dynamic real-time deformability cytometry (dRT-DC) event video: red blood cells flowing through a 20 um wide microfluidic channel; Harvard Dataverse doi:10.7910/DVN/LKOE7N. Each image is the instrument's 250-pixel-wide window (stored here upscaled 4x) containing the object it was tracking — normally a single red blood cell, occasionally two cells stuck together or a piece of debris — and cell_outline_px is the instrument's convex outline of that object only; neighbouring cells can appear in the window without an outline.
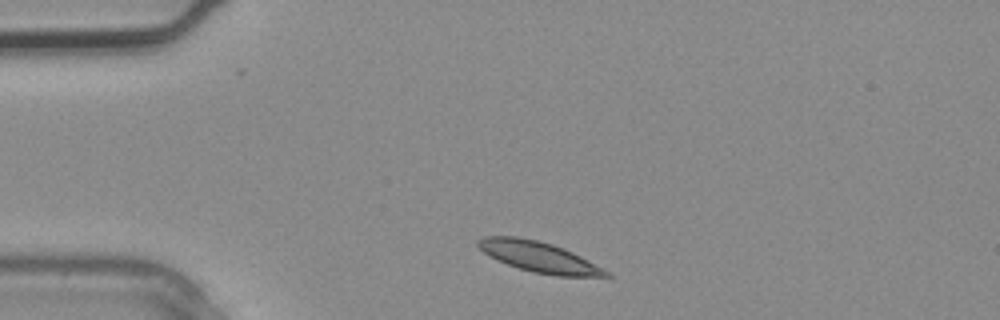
{"species": "common noctule bat (a hibernating species)", "species_latin": "Nyctalus noctula", "temperature_condition": "warm", "stored_images_in_passage": 2, "camera_frame_rate_fps": 3000, "um_per_image_px": 0.085, "animal": {"sex": "male", "body_mass_g": 20.4}, "frame": {"image": 1, "passage_image": 1, "time_ms": 0.0, "image_size_px": [1000, 320], "cell_outline_px": [[612, 276], [556, 276], [532, 272], [508, 264], [484, 252], [476, 244], [476, 240], [488, 236], [516, 236], [536, 240], [552, 244], [572, 252], [580, 256], [608, 272]], "centroid_in_image_um": [45.78, 21.83], "position_along_channel_um": 39.2, "area_um2": 22.14}}
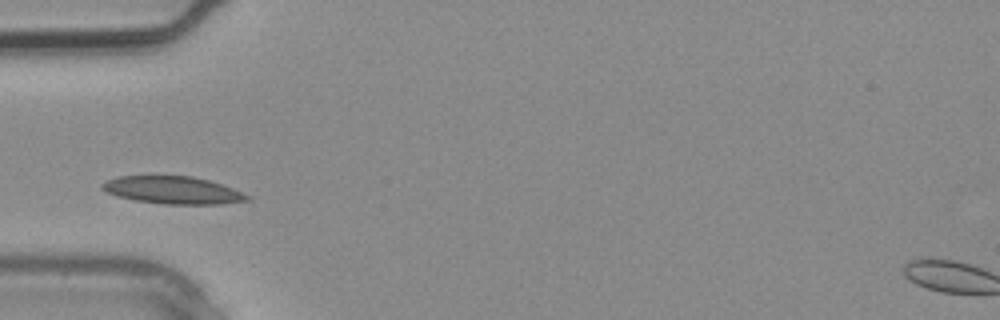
{"frame": {"image": 2, "passage_image": 2, "time_ms": 0.333, "image_size_px": [1000, 320], "cell_outline_px": [[252, 200], [220, 204], [164, 204], [136, 200], [116, 196], [100, 188], [100, 184], [108, 180], [120, 176], [192, 176], [208, 180], [232, 188], [252, 196]], "centroid_in_image_um": [14.72, 16.17], "position_along_channel_um": 70.3, "area_um2": 23.18}}